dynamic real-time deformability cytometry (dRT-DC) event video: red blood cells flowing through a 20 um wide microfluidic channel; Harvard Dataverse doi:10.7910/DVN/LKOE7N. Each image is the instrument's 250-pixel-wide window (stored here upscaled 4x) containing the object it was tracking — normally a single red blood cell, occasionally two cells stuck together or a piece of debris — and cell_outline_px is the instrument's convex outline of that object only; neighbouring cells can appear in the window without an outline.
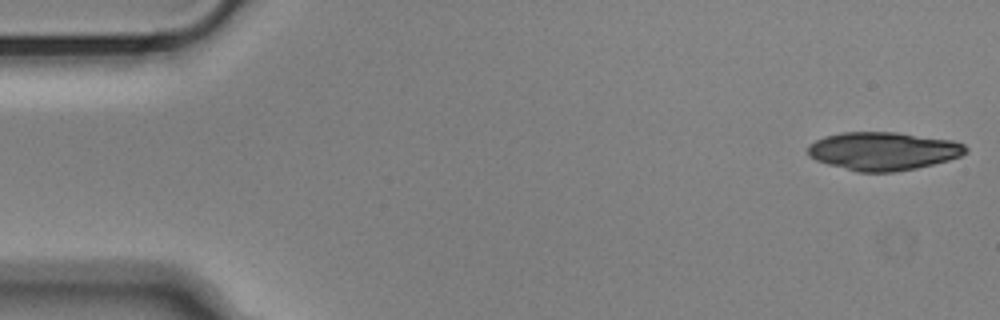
{"species": "Egyptian fruit bat (a non-hibernating species)", "species_latin": "Rousettus aegyptiacus", "temperature_condition": "cold", "stored_images_in_passage": 15, "camera_frame_rate_fps": 3000, "um_per_image_px": 0.085, "animal": {"sex": "male"}, "frame": {"image": 1, "passage_image": 1, "time_ms": 0.0, "image_size_px": [1000, 320], "cell_outline_px": [[968, 152], [960, 156], [948, 160], [916, 168], [896, 172], [856, 172], [828, 164], [816, 160], [808, 156], [808, 144], [824, 136], [844, 132], [896, 132], [952, 140], [964, 144], [968, 148]], "centroid_in_image_um": [75.06, 12.84], "position_along_channel_um": 9.9, "area_um2": 35.26}}